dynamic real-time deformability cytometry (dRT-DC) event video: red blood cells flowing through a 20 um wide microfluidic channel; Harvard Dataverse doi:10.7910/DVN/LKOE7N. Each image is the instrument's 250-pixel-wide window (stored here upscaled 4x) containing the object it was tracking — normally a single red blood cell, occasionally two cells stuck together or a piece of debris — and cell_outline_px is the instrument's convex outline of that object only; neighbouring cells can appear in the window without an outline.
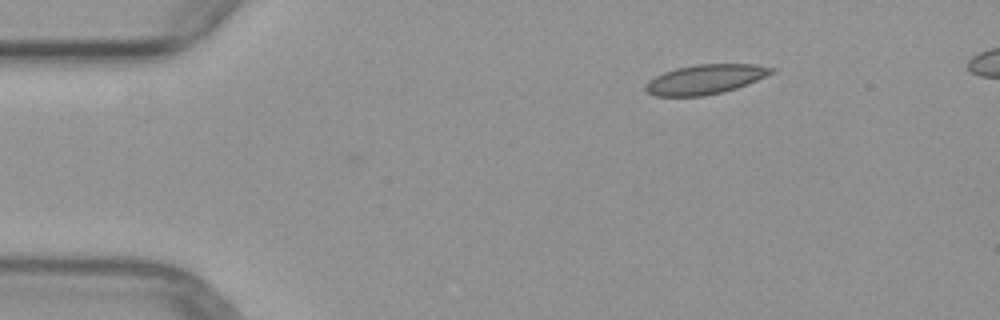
{"species": "common noctule bat (a hibernating species)", "species_latin": "Nyctalus noctula", "temperature_condition": "warm", "stored_images_in_passage": 4, "camera_frame_rate_fps": 3000, "um_per_image_px": 0.085, "animal": {"sex": "female", "body_mass_g": 29.2, "forearm_length_mm": 56.3}, "frame": {"image": 1, "passage_image": 1, "time_ms": 0.0, "image_size_px": [1000, 320], "cell_outline_px": [[776, 72], [736, 88], [704, 96], [656, 96], [648, 92], [644, 88], [644, 84], [648, 80], [664, 72], [676, 68], [696, 64], [756, 64], [776, 68]], "centroid_in_image_um": [59.95, 6.73], "position_along_channel_um": 25.1, "area_um2": 21.68}}